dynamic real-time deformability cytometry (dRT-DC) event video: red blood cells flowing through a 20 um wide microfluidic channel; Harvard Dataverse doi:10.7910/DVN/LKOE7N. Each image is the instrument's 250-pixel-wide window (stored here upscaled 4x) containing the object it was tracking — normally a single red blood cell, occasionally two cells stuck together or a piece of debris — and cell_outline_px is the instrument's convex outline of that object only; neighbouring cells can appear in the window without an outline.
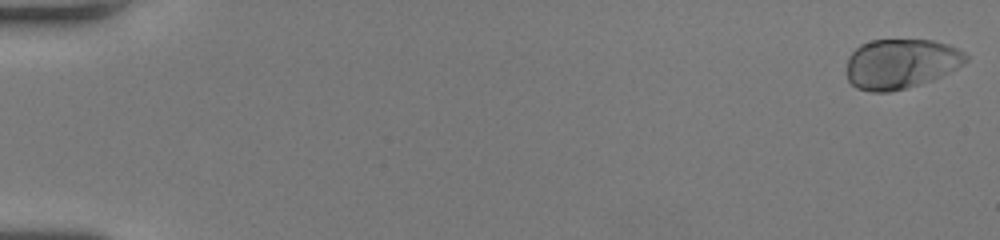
{"species": "human", "species_latin": "Homo sapiens", "temperature_condition": "room temperature", "stored_images_in_passage": 53, "camera_frame_rate_fps": 3000, "um_per_image_px": 0.085, "donor": {"sex": "female"}, "frame": {"image": 1, "passage_image": 1, "time_ms": 0.0, "image_size_px": [1000, 240], "cell_outline_px": [[968, 60], [956, 68], [932, 80], [908, 88], [888, 92], [872, 92], [856, 88], [848, 80], [848, 56], [860, 44], [872, 40], [932, 40], [948, 44], [964, 52], [968, 56]], "centroid_in_image_um": [76.56, 5.42], "position_along_channel_um": 8.4, "area_um2": 34.56}}
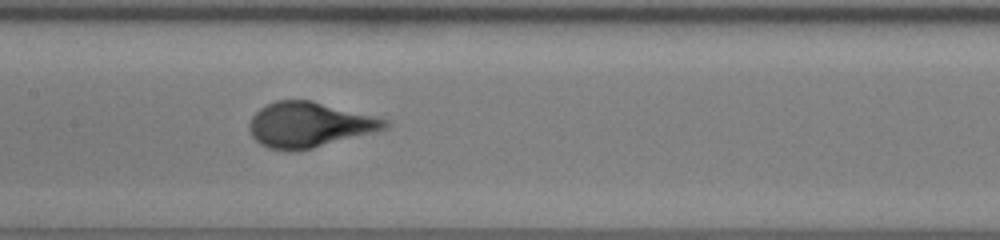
{"frame": {"image": 2, "passage_image": 28, "time_ms": 9.0, "image_size_px": [1000, 240], "cell_outline_px": [[388, 128], [312, 148], [268, 148], [260, 144], [252, 136], [248, 128], [248, 124], [252, 116], [260, 108], [276, 100], [312, 100], [388, 120]], "centroid_in_image_um": [26.26, 10.57], "position_along_channel_um": 181.1, "area_um2": 34.8}}
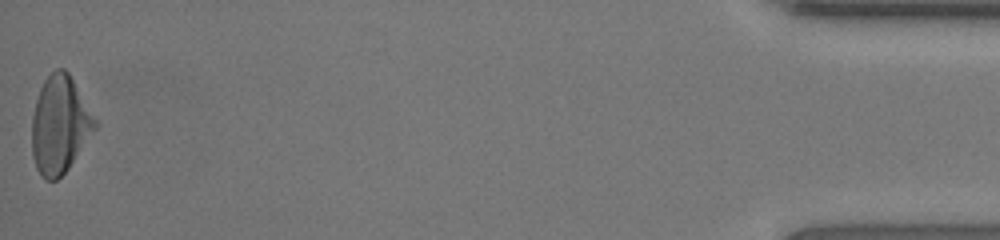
{"frame": {"image": 3, "passage_image": 53, "time_ms": 17.333, "image_size_px": [1000, 240], "cell_outline_px": [[96, 128], [68, 168], [56, 180], [44, 180], [40, 176], [36, 168], [32, 156], [32, 116], [36, 100], [40, 88], [44, 80], [56, 68], [64, 68], [68, 72], [96, 120]], "centroid_in_image_um": [5.05, 10.62], "position_along_channel_um": 430.2, "area_um2": 35.37}}